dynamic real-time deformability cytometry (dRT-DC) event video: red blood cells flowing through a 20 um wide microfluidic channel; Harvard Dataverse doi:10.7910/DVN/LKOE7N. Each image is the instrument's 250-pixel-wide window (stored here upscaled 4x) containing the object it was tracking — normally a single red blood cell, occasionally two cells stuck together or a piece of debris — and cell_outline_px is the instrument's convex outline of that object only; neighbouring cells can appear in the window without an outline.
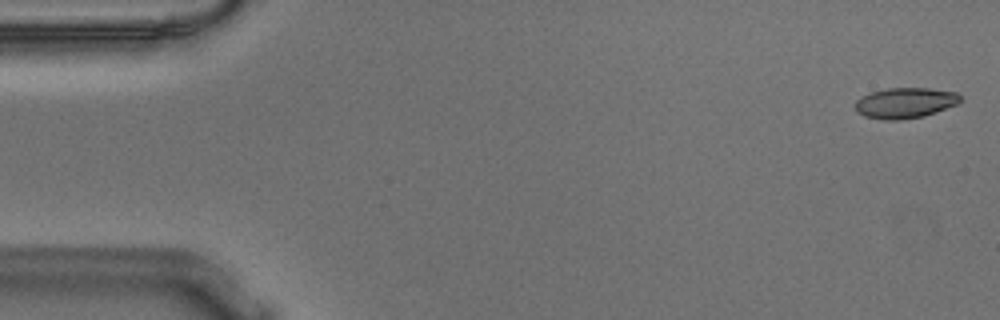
{"species": "Egyptian fruit bat (a non-hibernating species)", "species_latin": "Rousettus aegyptiacus", "temperature_condition": "warm", "stored_images_in_passage": 56, "camera_frame_rate_fps": 3000, "um_per_image_px": 0.085, "animal": {"sex": "male"}, "frame": {"image": 1, "passage_image": 2, "time_ms": 0.333, "image_size_px": [1000, 320], "cell_outline_px": [[960, 100], [956, 104], [936, 112], [924, 116], [900, 120], [884, 120], [864, 116], [856, 112], [852, 104], [860, 96], [872, 92], [888, 88], [928, 88], [956, 92], [960, 96]], "centroid_in_image_um": [76.86, 8.75], "position_along_channel_um": 8.1, "area_um2": 18.84}}
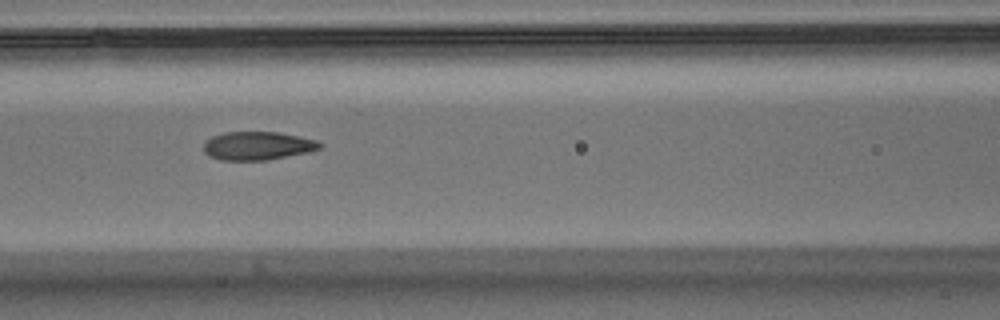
{"frame": {"image": 2, "passage_image": 24, "time_ms": 7.667, "image_size_px": [1000, 320], "cell_outline_px": [[320, 148], [308, 152], [268, 160], [220, 160], [208, 156], [204, 152], [204, 140], [212, 136], [224, 132], [276, 132], [300, 136], [316, 140], [320, 144]], "centroid_in_image_um": [21.84, 12.39], "position_along_channel_um": 144.8, "area_um2": 19.25}}
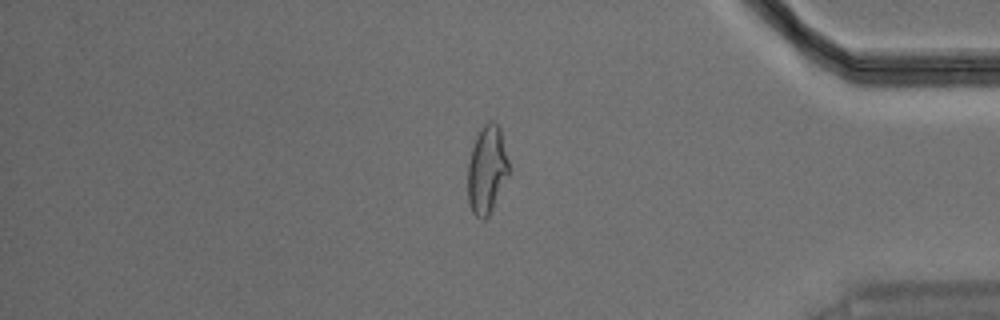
{"frame": {"image": 3, "passage_image": 47, "time_ms": 15.333, "image_size_px": [1000, 320], "cell_outline_px": [[508, 176], [488, 216], [484, 220], [480, 220], [472, 212], [468, 204], [468, 164], [472, 148], [476, 136], [480, 128], [488, 120], [492, 120], [500, 128], [508, 160]], "centroid_in_image_um": [41.37, 14.42], "position_along_channel_um": 393.8, "area_um2": 20.92}, "authors_computed_cell_mechanics": {"area_um2": 19.6231, "velocity_mm_per_s": 3.6267, "shape_relaxation_time_tau1_ms": 8.8923, "shape_relaxation_time_tau2_ms": 1.3795, "deformation_change_tau1": 0.244, "deformation_change_tau2": 0.0802}}